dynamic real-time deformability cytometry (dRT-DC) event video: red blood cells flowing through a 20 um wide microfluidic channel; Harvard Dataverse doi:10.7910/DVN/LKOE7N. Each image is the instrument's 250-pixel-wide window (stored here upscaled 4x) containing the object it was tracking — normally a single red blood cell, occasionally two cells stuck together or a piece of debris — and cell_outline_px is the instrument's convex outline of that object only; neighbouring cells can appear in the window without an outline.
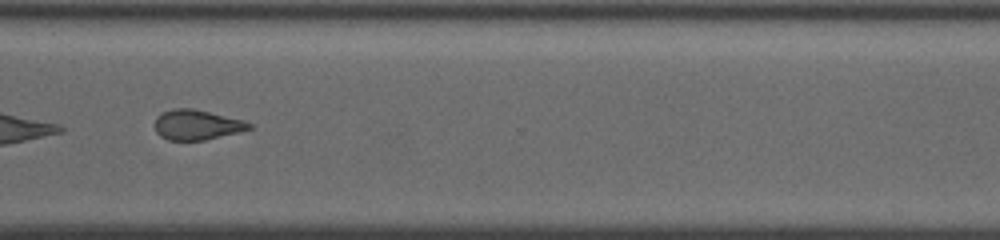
{"species": "common noctule bat (a hibernating species)", "species_latin": "Nyctalus noctula", "temperature_condition": "cold", "stored_images_in_passage": 23, "camera_frame_rate_fps": 3000, "um_per_image_px": 0.085, "animal": {"sex": "female", "body_mass_g": 19.5, "forearm_length_mm": 54.1}, "frame": {"image": 1, "passage_image": 17, "time_ms": 5.333, "image_size_px": [1000, 240], "cell_outline_px": [[252, 128], [204, 140], [168, 140], [160, 136], [156, 132], [156, 116], [172, 108], [192, 108], [244, 120], [252, 124]], "centroid_in_image_um": [16.71, 10.6], "position_along_channel_um": 353.9, "area_um2": 16.3}, "authors_computed_cell_mechanics": {"area_um2": 16.2996, "velocity_mm_per_s": 3.8616, "shape_relaxation_time_tau1_ms": null, "shape_relaxation_time_tau2_ms": 7.7615, "deformation_change_tau1": null, "deformation_change_tau2": 0.2101}}